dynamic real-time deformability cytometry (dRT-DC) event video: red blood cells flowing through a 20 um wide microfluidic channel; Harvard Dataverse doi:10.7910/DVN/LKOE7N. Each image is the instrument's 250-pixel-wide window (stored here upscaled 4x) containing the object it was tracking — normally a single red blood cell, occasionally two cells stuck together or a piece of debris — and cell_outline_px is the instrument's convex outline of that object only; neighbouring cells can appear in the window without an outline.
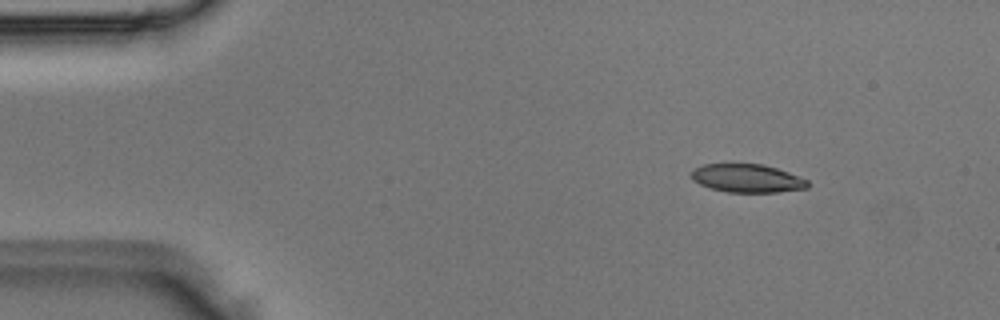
{"species": "Egyptian fruit bat (a non-hibernating species)", "species_latin": "Rousettus aegyptiacus", "temperature_condition": "room temperature", "stored_images_in_passage": 4, "camera_frame_rate_fps": 3000, "um_per_image_px": 0.085, "animal": {"sex": "male"}, "frame": {"image": 1, "passage_image": 1, "time_ms": 0.0, "image_size_px": [1000, 320], "cell_outline_px": [[808, 188], [776, 192], [728, 192], [712, 188], [700, 184], [692, 180], [688, 172], [692, 168], [704, 164], [764, 164], [788, 172], [808, 180]], "centroid_in_image_um": [63.46, 15.14], "position_along_channel_um": 21.5, "area_um2": 19.25}}
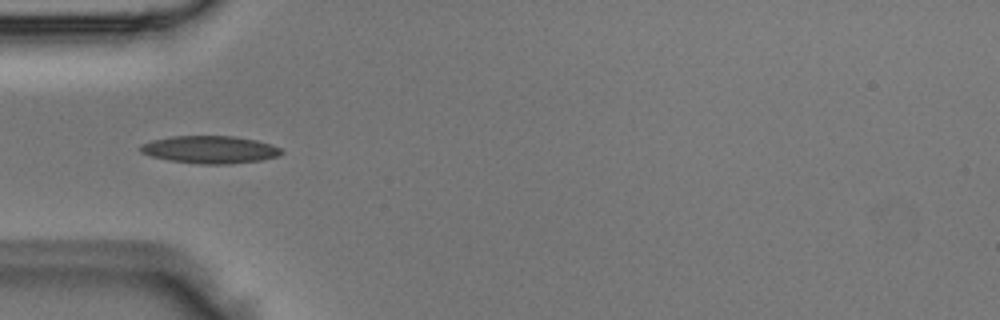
{"frame": {"image": 2, "passage_image": 3, "time_ms": 0.667, "image_size_px": [1000, 320], "cell_outline_px": [[284, 152], [280, 156], [260, 160], [228, 164], [200, 164], [168, 160], [152, 156], [140, 152], [140, 144], [152, 140], [172, 136], [236, 136], [256, 140], [272, 144], [280, 148]], "centroid_in_image_um": [17.86, 12.71], "position_along_channel_um": 67.1, "area_um2": 22.72}}